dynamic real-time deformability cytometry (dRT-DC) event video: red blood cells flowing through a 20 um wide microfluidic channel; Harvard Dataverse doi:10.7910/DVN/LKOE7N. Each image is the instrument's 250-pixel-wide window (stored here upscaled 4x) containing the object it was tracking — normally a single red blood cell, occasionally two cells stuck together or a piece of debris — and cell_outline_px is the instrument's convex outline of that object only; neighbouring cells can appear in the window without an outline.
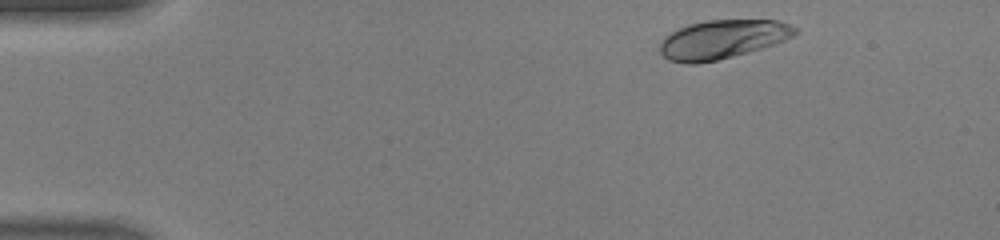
{"species": "human", "species_latin": "Homo sapiens", "temperature_condition": "warm", "stored_images_in_passage": 43, "camera_frame_rate_fps": 3000, "um_per_image_px": 0.085, "donor": {"sex": "male"}, "frame": {"image": 1, "passage_image": 3, "time_ms": 0.667, "image_size_px": [1000, 240], "cell_outline_px": [[800, 32], [792, 36], [772, 44], [748, 52], [716, 60], [696, 64], [684, 64], [668, 60], [660, 52], [660, 40], [664, 36], [688, 24], [704, 20], [776, 20], [788, 24], [796, 28]], "centroid_in_image_um": [61.35, 3.34], "position_along_channel_um": 23.7, "area_um2": 30.4}}
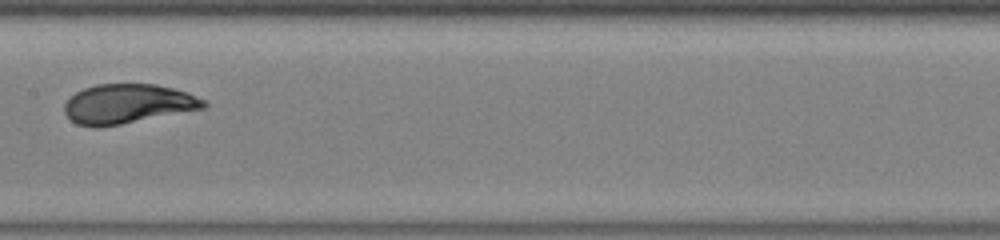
{"frame": {"image": 2, "passage_image": 21, "time_ms": 6.667, "image_size_px": [1000, 240], "cell_outline_px": [[208, 104], [204, 108], [100, 128], [92, 128], [76, 124], [64, 112], [64, 104], [76, 92], [84, 88], [96, 84], [156, 84], [188, 92], [208, 100]], "centroid_in_image_um": [10.87, 8.83], "position_along_channel_um": 196.5, "area_um2": 32.14}}
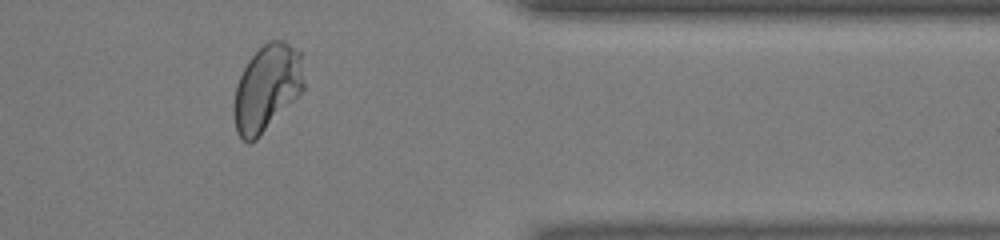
{"frame": {"image": 3, "passage_image": 35, "time_ms": 11.333, "image_size_px": [1000, 240], "cell_outline_px": [[304, 92], [256, 140], [244, 140], [236, 132], [232, 112], [232, 104], [236, 84], [248, 60], [268, 40], [280, 40], [288, 44], [300, 52], [304, 84]], "centroid_in_image_um": [22.68, 7.51], "position_along_channel_um": 388.7, "area_um2": 35.55}, "authors_computed_cell_mechanics": {"area_um2": 32.1368, "velocity_mm_per_s": 4.447, "shape_relaxation_time_tau1_ms": 2.3885, "shape_relaxation_time_tau2_ms": null, "deformation_change_tau1": 0.1641, "deformation_change_tau2": null}}